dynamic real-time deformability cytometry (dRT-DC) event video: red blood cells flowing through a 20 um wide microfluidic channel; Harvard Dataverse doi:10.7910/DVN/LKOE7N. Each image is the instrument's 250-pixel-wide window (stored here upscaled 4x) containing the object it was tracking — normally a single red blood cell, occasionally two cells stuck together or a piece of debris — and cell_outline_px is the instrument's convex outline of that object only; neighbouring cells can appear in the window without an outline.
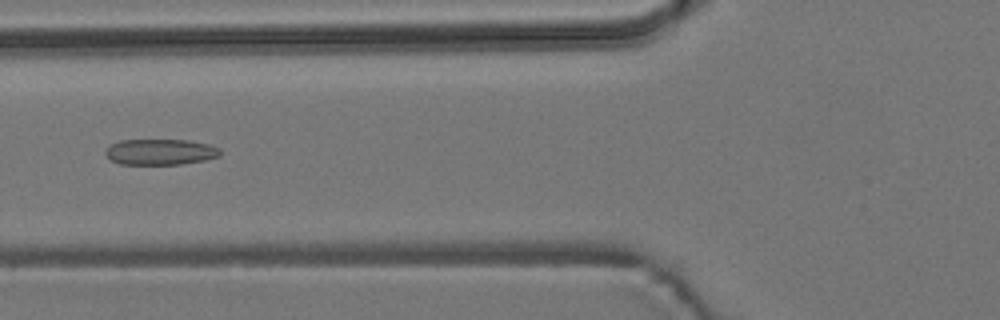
{"species": "common noctule bat (a hibernating species)", "species_latin": "Nyctalus noctula", "temperature_condition": "room temperature", "stored_images_in_passage": 9, "camera_frame_rate_fps": 3000, "um_per_image_px": 0.085, "animal": {"sex": "male", "body_mass_g": 19.2, "forearm_length_mm": 51.8}, "frame": {"image": 1, "passage_image": 6, "time_ms": 5.667, "image_size_px": [1000, 320], "cell_outline_px": [[220, 156], [204, 160], [180, 164], [120, 164], [108, 160], [104, 152], [112, 144], [120, 140], [188, 140], [208, 144], [220, 148]], "centroid_in_image_um": [13.61, 12.92], "position_along_channel_um": 112.2, "area_um2": 17.28}}
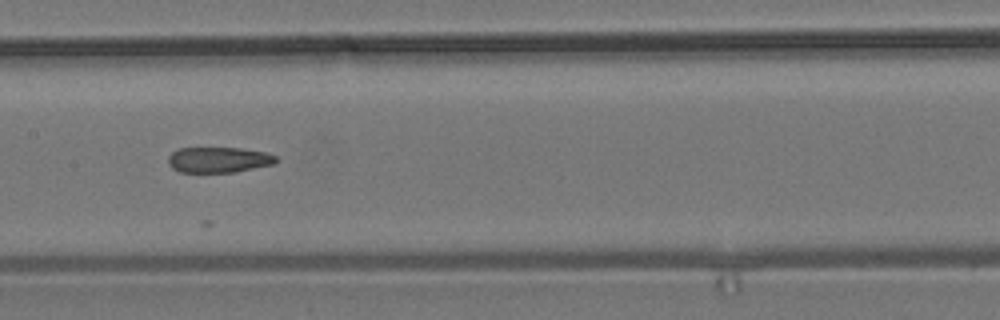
{"frame": {"image": 2, "passage_image": 8, "time_ms": 7.667, "image_size_px": [1000, 320], "cell_outline_px": [[280, 160], [276, 164], [236, 172], [180, 172], [172, 168], [168, 164], [168, 156], [172, 152], [180, 148], [240, 148], [264, 152], [276, 156]], "centroid_in_image_um": [18.62, 13.59], "position_along_channel_um": 188.8, "area_um2": 16.24}}